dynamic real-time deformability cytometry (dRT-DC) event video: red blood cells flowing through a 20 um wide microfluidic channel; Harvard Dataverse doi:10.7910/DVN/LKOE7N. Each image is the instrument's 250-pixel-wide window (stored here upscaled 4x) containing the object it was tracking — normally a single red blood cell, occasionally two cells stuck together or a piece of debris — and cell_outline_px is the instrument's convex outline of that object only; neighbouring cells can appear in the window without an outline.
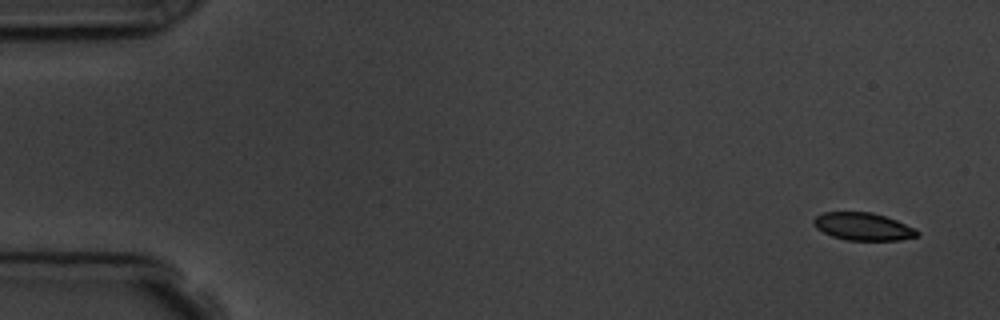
{"species": "common noctule bat (a hibernating species)", "species_latin": "Nyctalus noctula", "temperature_condition": "room temperature", "stored_images_in_passage": 5, "camera_frame_rate_fps": 3000, "um_per_image_px": 0.085, "animal": {"sex": "male", "body_mass_g": 19.5, "forearm_length_mm": 54.6}, "frame": {"image": 1, "passage_image": 1, "time_ms": 0.0, "image_size_px": [1000, 320], "cell_outline_px": [[920, 236], [900, 240], [848, 240], [832, 236], [816, 228], [812, 224], [812, 220], [816, 216], [824, 212], [872, 212], [896, 220], [916, 228], [920, 232]], "centroid_in_image_um": [73.38, 19.26], "position_along_channel_um": 11.6, "area_um2": 16.76}}
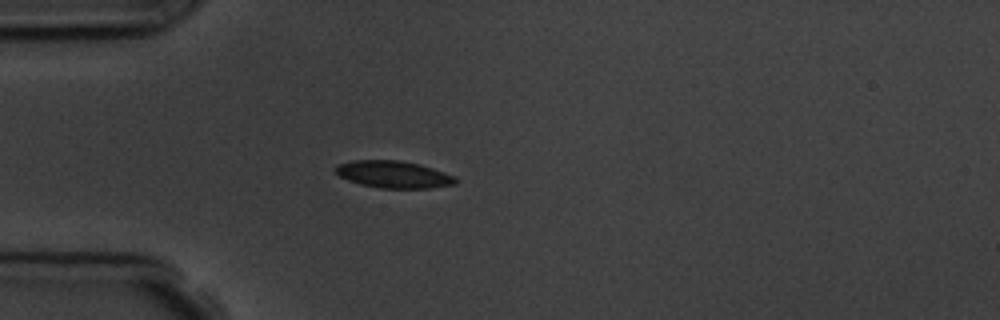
{"frame": {"image": 2, "passage_image": 5, "time_ms": 4.333, "image_size_px": [1000, 320], "cell_outline_px": [[456, 184], [432, 188], [380, 188], [360, 184], [348, 180], [340, 176], [336, 172], [336, 164], [352, 160], [400, 160], [420, 164], [456, 176]], "centroid_in_image_um": [33.46, 14.82], "position_along_channel_um": 51.5, "area_um2": 19.02}}